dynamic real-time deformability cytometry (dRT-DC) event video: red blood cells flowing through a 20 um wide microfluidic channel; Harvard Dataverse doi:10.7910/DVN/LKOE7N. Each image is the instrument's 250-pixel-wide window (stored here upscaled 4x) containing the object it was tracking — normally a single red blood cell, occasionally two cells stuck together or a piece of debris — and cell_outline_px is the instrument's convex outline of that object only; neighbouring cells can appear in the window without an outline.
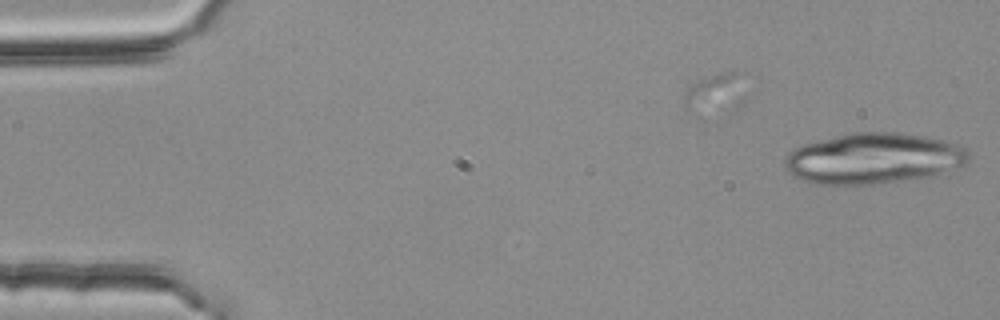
{"species": "common noctule bat (a hibernating species)", "species_latin": "Nyctalus noctula", "temperature_condition": "room temperature", "stored_images_in_passage": 3, "camera_frame_rate_fps": 3000, "um_per_image_px": 0.085, "animal": {"sex": "female", "body_mass_g": 25.1}, "frame": {"image": 1, "passage_image": 3, "time_ms": 0.667, "image_size_px": [1000, 320], "cell_outline_px": [[968, 160], [964, 164], [932, 176], [904, 180], [872, 184], [812, 184], [792, 176], [788, 172], [784, 164], [784, 160], [788, 152], [792, 148], [804, 144], [852, 132], [896, 132], [924, 136], [940, 140], [964, 148], [968, 152]], "centroid_in_image_um": [74.16, 13.47], "position_along_channel_um": 10.8, "area_um2": 54.04}}